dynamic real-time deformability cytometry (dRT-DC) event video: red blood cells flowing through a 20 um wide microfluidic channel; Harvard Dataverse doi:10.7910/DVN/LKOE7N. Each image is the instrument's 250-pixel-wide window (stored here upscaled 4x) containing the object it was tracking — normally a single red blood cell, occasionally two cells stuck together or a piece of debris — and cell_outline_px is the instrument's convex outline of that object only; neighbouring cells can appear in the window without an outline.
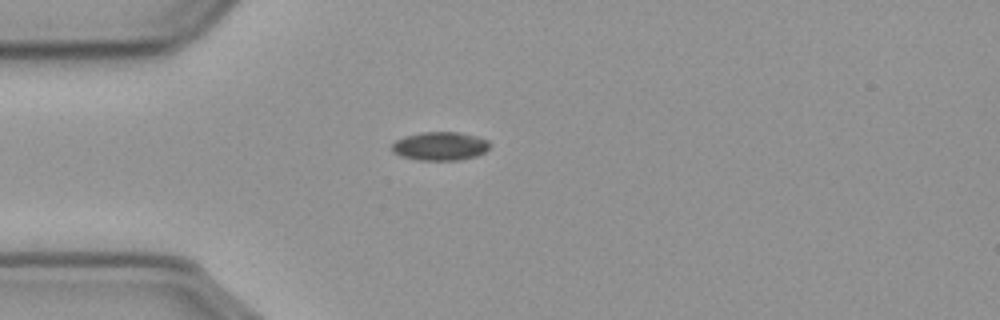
{"species": "common noctule bat (a hibernating species)", "species_latin": "Nyctalus noctula", "temperature_condition": "cold", "stored_images_in_passage": 43, "camera_frame_rate_fps": 3000, "um_per_image_px": 0.085, "animal": {"sex": "male", "body_mass_g": 23.1, "forearm_length_mm": 52.7}, "frame": {"image": 1, "passage_image": 1, "time_ms": 0.0, "image_size_px": [1000, 320], "cell_outline_px": [[488, 148], [484, 152], [476, 156], [460, 160], [416, 160], [400, 156], [392, 152], [392, 144], [396, 140], [404, 136], [424, 132], [456, 132], [476, 136], [488, 140]], "centroid_in_image_um": [37.37, 12.43], "position_along_channel_um": 47.6, "area_um2": 16.24}}
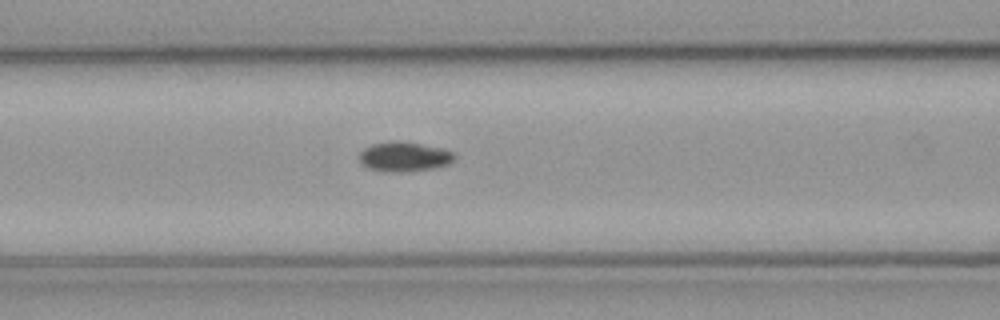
{"frame": {"image": 2, "passage_image": 9, "time_ms": 2.667, "image_size_px": [1000, 320], "cell_outline_px": [[456, 156], [448, 164], [432, 168], [400, 172], [388, 172], [368, 168], [360, 160], [360, 152], [364, 148], [372, 144], [392, 140], [400, 140], [444, 148], [452, 152]], "centroid_in_image_um": [34.36, 13.29], "position_along_channel_um": 132.2, "area_um2": 16.42}}
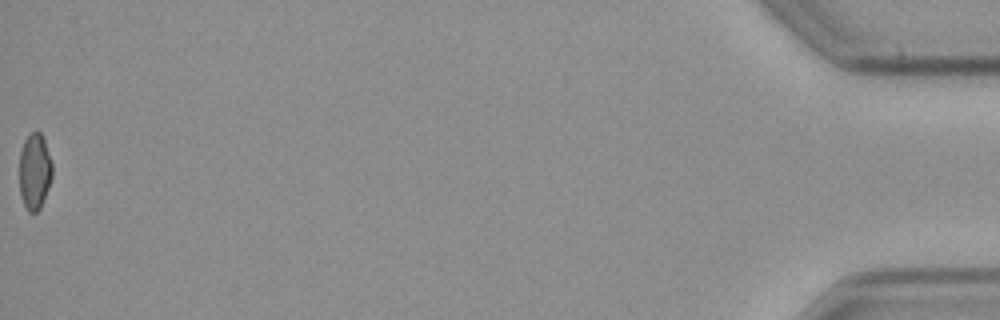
{"frame": {"image": 3, "passage_image": 43, "time_ms": 14.0, "image_size_px": [1000, 320], "cell_outline_px": [[52, 176], [48, 188], [40, 208], [36, 212], [28, 212], [24, 204], [20, 192], [20, 152], [24, 140], [36, 128], [40, 132], [44, 140], [52, 164]], "centroid_in_image_um": [2.94, 14.55], "position_along_channel_um": 432.3, "area_um2": 14.45}}